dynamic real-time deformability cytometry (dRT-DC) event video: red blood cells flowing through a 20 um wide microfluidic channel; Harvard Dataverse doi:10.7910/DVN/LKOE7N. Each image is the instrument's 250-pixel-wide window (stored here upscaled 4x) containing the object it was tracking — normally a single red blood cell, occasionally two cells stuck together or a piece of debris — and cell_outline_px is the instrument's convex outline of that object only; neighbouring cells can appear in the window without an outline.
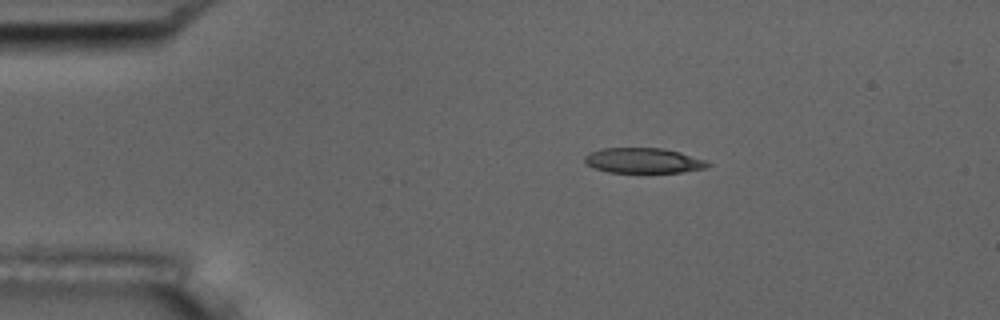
{"species": "common noctule bat (a hibernating species)", "species_latin": "Nyctalus noctula", "temperature_condition": "room temperature", "stored_images_in_passage": 2, "camera_frame_rate_fps": 3000, "um_per_image_px": 0.085, "animal": {"sex": "male", "body_mass_g": 17.5, "forearm_length_mm": 52.3}, "frame": {"image": 1, "passage_image": 1, "time_ms": 0.0, "image_size_px": [1000, 320], "cell_outline_px": [[712, 164], [708, 168], [680, 172], [608, 172], [592, 168], [584, 164], [584, 156], [600, 148], [664, 148], [680, 152], [708, 160]], "centroid_in_image_um": [54.7, 13.65], "position_along_channel_um": 30.3, "area_um2": 18.32}}